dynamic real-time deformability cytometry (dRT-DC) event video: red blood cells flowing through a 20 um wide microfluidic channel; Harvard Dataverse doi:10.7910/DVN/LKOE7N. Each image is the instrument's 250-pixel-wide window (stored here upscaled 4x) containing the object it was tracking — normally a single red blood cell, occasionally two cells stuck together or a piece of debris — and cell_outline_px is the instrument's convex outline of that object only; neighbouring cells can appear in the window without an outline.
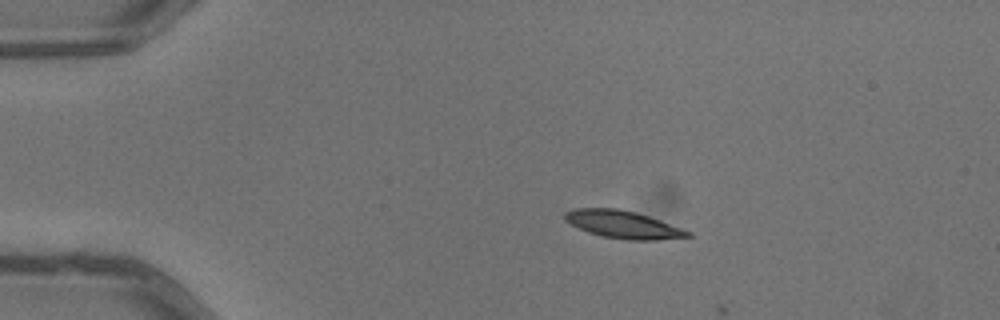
{"species": "common noctule bat (a hibernating species)", "species_latin": "Nyctalus noctula", "temperature_condition": "warm", "stored_images_in_passage": 2, "camera_frame_rate_fps": 3000, "um_per_image_px": 0.085, "animal": {"sex": "male", "body_mass_g": 13.3}, "frame": {"image": 1, "passage_image": 1, "time_ms": 0.0, "image_size_px": [1000, 320], "cell_outline_px": [[692, 236], [656, 240], [628, 240], [604, 236], [588, 232], [564, 220], [564, 212], [572, 208], [616, 208], [636, 212], [648, 216], [692, 232]], "centroid_in_image_um": [52.94, 19.07], "position_along_channel_um": 32.1, "area_um2": 19.59}}